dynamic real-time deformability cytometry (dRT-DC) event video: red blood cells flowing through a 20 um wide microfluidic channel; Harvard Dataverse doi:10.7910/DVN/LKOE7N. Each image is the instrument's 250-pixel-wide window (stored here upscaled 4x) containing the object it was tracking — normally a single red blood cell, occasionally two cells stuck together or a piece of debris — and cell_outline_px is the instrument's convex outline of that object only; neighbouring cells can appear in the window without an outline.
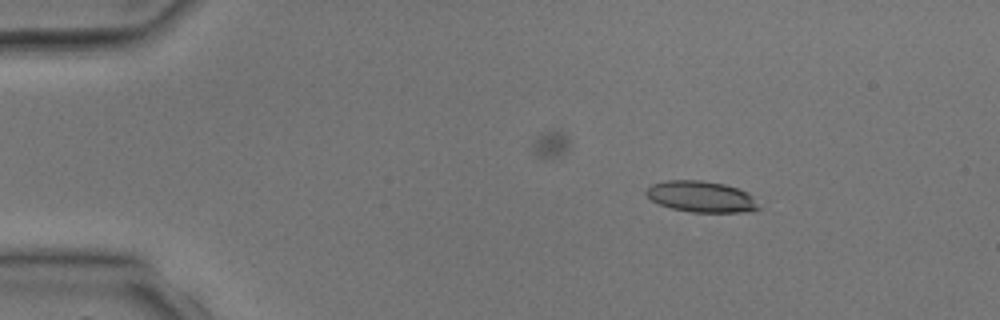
{"species": "common noctule bat (a hibernating species)", "species_latin": "Nyctalus noctula", "temperature_condition": "room temperature", "stored_images_in_passage": 2, "camera_frame_rate_fps": 3000, "um_per_image_px": 0.085, "animal": {"sex": "male", "body_mass_g": 17.9, "forearm_length_mm": 54.2}, "frame": {"image": 1, "passage_image": 1, "time_ms": 0.0, "image_size_px": [1000, 320], "cell_outline_px": [[760, 208], [752, 212], [692, 212], [672, 208], [660, 204], [652, 200], [644, 192], [652, 184], [664, 180], [700, 180], [724, 184], [748, 192], [752, 196]], "centroid_in_image_um": [59.61, 16.71], "position_along_channel_um": 25.4, "area_um2": 20.35}}